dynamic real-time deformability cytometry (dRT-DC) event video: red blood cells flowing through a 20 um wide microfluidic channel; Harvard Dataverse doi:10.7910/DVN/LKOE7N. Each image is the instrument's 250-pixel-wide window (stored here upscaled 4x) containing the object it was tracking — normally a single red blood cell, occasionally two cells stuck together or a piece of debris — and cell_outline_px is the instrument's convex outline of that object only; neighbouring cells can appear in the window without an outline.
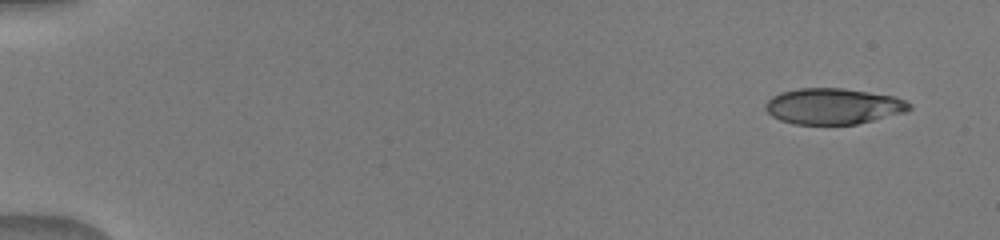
{"species": "human", "species_latin": "Homo sapiens", "temperature_condition": "warm", "stored_images_in_passage": 48, "camera_frame_rate_fps": 3000, "um_per_image_px": 0.085, "donor": {"sex": "male"}, "frame": {"image": 1, "passage_image": 1, "time_ms": 0.0, "image_size_px": [1000, 240], "cell_outline_px": [[912, 108], [908, 112], [856, 124], [792, 124], [780, 120], [772, 116], [764, 108], [764, 104], [772, 96], [780, 92], [800, 88], [844, 88], [892, 96], [904, 100], [912, 104]], "centroid_in_image_um": [70.82, 9.03], "position_along_channel_um": 14.2, "area_um2": 30.23}}
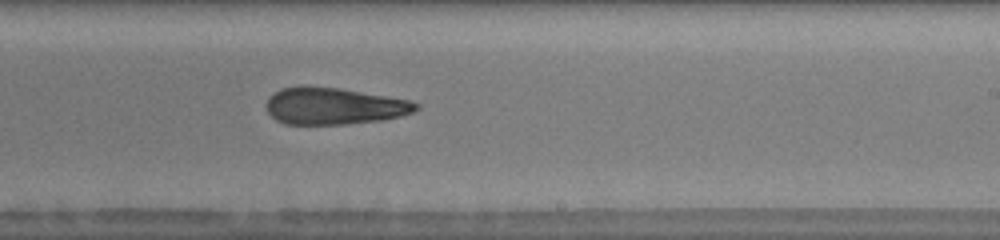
{"frame": {"image": 2, "passage_image": 30, "time_ms": 9.667, "image_size_px": [1000, 240], "cell_outline_px": [[420, 108], [412, 112], [400, 116], [380, 120], [344, 124], [284, 124], [276, 120], [268, 112], [268, 96], [280, 88], [300, 84], [304, 84], [340, 88], [408, 100], [420, 104]], "centroid_in_image_um": [28.34, 8.99], "position_along_channel_um": 260.7, "area_um2": 32.31}}
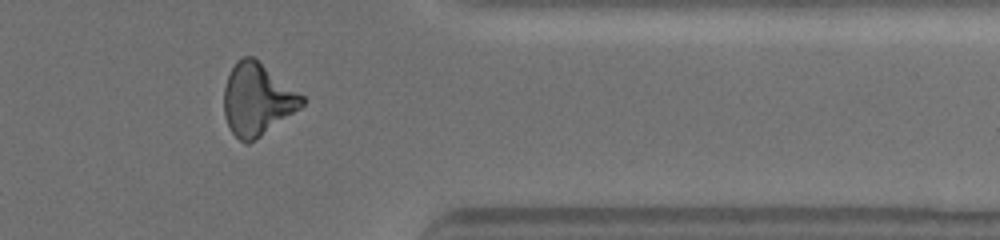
{"frame": {"image": 3, "passage_image": 40, "time_ms": 13.0, "image_size_px": [1000, 240], "cell_outline_px": [[304, 104], [300, 108], [260, 136], [248, 144], [244, 144], [232, 132], [224, 116], [224, 88], [228, 76], [236, 60], [244, 56], [252, 56], [304, 96]], "centroid_in_image_um": [21.84, 8.45], "position_along_channel_um": 389.6, "area_um2": 32.31}}